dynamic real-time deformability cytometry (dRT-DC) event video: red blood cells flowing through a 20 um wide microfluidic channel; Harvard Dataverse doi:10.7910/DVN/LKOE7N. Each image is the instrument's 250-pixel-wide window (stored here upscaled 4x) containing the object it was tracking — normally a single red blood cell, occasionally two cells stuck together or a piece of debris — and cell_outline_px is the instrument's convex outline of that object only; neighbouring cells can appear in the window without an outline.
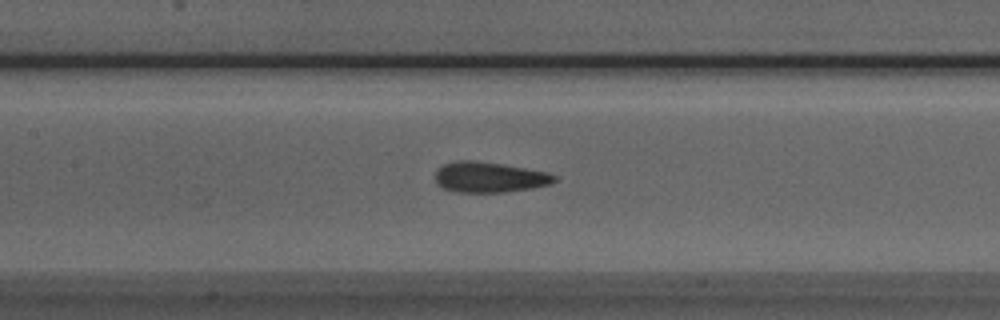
{"species": "Egyptian fruit bat (a non-hibernating species)", "species_latin": "Rousettus aegyptiacus", "temperature_condition": "room temperature", "stored_images_in_passage": 43, "segment_of_instrument_passage": [1, 2], "camera_frame_rate_fps": 3000, "um_per_image_px": 0.085, "animal": {"sex": "male"}, "frame": {"image": 1, "passage_image": 24, "time_ms": 7.667, "image_size_px": [1000, 320], "cell_outline_px": [[556, 180], [552, 184], [532, 188], [504, 192], [452, 192], [436, 184], [436, 168], [444, 164], [456, 160], [472, 160], [500, 164], [548, 172], [556, 176]], "centroid_in_image_um": [41.57, 15.06], "position_along_channel_um": 165.8, "area_um2": 21.21}}
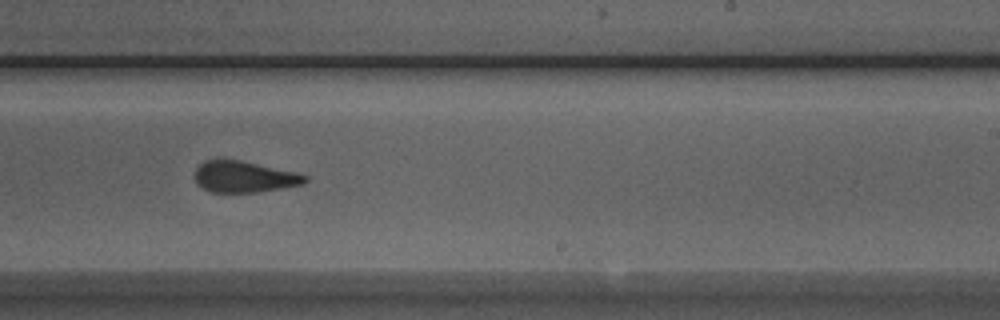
{"frame": {"image": 2, "passage_image": 32, "time_ms": 10.333, "image_size_px": [1000, 320], "cell_outline_px": [[308, 180], [304, 184], [256, 192], [212, 192], [196, 184], [196, 168], [204, 160], [240, 160], [296, 172], [308, 176]], "centroid_in_image_um": [20.77, 15.03], "position_along_channel_um": 268.2, "area_um2": 19.88}}
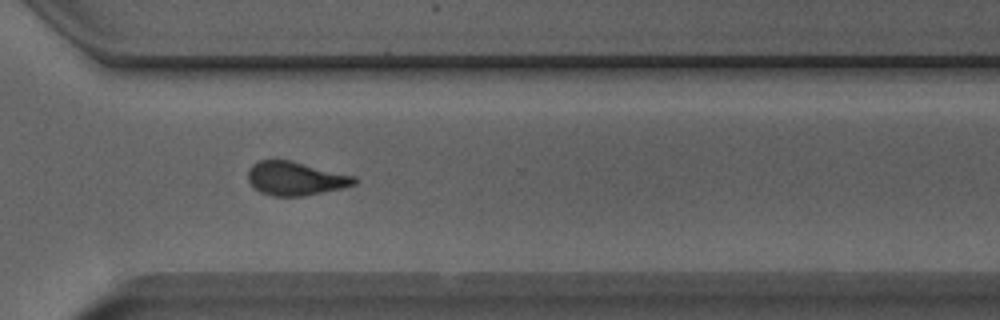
{"frame": {"image": 3, "passage_image": 38, "time_ms": 12.333, "image_size_px": [1000, 320], "cell_outline_px": [[356, 184], [344, 188], [304, 196], [272, 196], [260, 192], [252, 188], [248, 180], [248, 168], [252, 164], [260, 160], [292, 160], [356, 176]], "centroid_in_image_um": [25.11, 15.17], "position_along_channel_um": 345.5, "area_um2": 21.21}}